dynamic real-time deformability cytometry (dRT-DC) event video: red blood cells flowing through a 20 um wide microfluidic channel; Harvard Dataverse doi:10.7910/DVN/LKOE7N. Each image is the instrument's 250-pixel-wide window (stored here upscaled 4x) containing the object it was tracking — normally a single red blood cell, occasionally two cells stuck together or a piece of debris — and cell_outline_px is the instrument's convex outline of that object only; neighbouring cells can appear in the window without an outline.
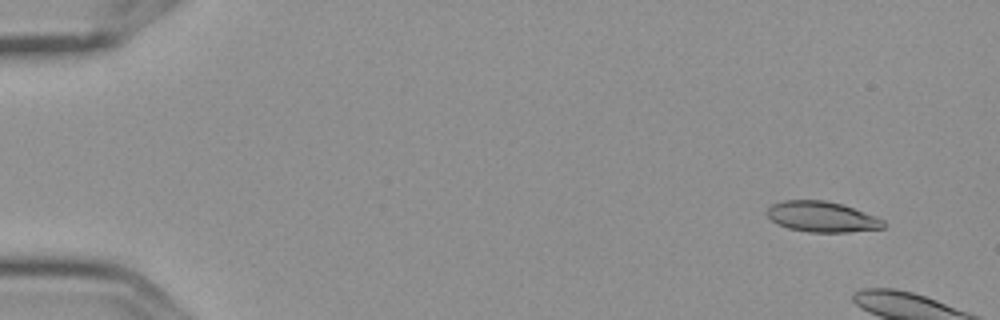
{"species": "Egyptian fruit bat (a non-hibernating species)", "species_latin": "Rousettus aegyptiacus", "temperature_condition": "cold", "stored_images_in_passage": 6, "camera_frame_rate_fps": 3000, "um_per_image_px": 0.085, "frame": {"image": 1, "passage_image": 2, "time_ms": 0.333, "image_size_px": [1000, 320], "cell_outline_px": [[888, 224], [884, 228], [848, 232], [808, 232], [788, 228], [772, 220], [764, 212], [772, 204], [784, 200], [824, 200], [840, 204], [876, 216], [884, 220]], "centroid_in_image_um": [69.88, 18.43], "position_along_channel_um": 15.1, "area_um2": 20.69}}
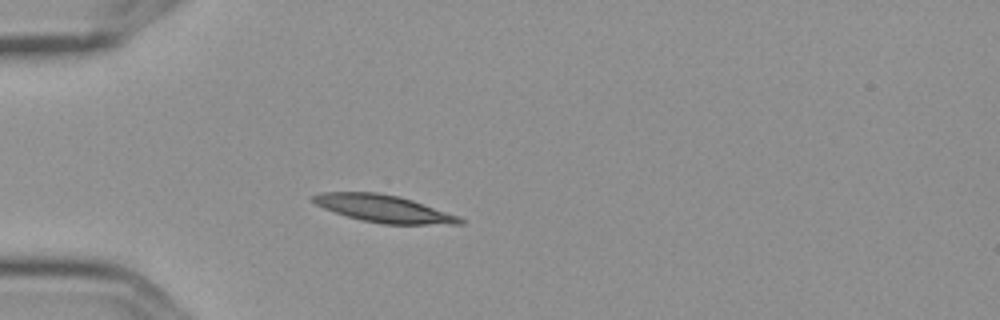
{"frame": {"image": 2, "passage_image": 6, "time_ms": 1.667, "image_size_px": [1000, 320], "cell_outline_px": [[464, 224], [384, 224], [360, 220], [324, 208], [316, 204], [312, 200], [312, 196], [320, 192], [376, 192], [400, 196], [460, 216], [464, 220]], "centroid_in_image_um": [32.64, 17.73], "position_along_channel_um": 52.4, "area_um2": 23.24}}